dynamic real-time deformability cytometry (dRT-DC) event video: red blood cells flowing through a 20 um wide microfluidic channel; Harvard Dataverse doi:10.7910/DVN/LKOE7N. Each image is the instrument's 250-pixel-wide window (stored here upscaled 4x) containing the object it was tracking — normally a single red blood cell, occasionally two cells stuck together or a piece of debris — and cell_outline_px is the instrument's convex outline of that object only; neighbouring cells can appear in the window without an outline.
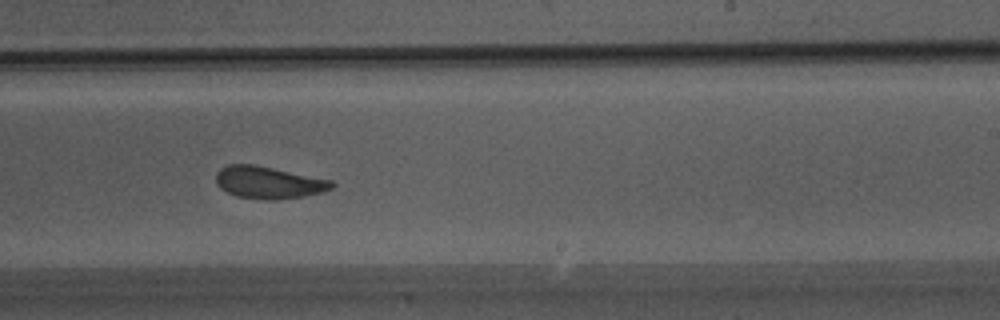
{"species": "Egyptian fruit bat (a non-hibernating species)", "species_latin": "Rousettus aegyptiacus", "temperature_condition": "warm", "stored_images_in_passage": 38, "camera_frame_rate_fps": 3000, "um_per_image_px": 0.085, "animal": {"sex": "male"}, "frame": {"image": 1, "passage_image": 27, "time_ms": 8.667, "image_size_px": [1000, 320], "cell_outline_px": [[336, 184], [332, 188], [320, 192], [304, 196], [280, 200], [264, 200], [236, 196], [220, 188], [216, 184], [216, 172], [220, 168], [228, 164], [252, 164], [332, 180]], "centroid_in_image_um": [22.8, 15.52], "position_along_channel_um": 266.2, "area_um2": 21.73}}
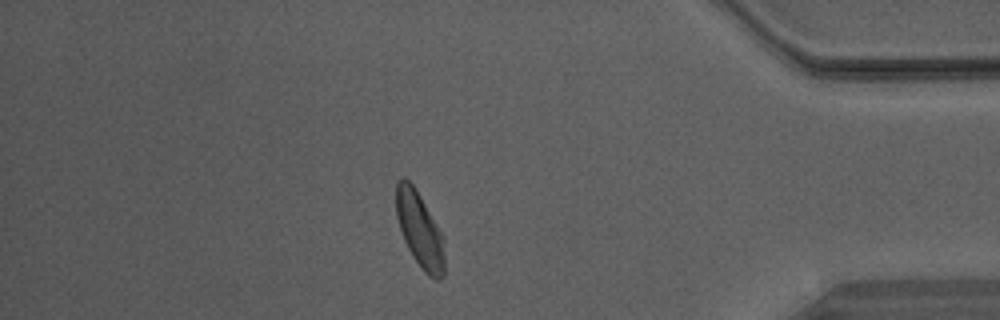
{"frame": {"image": 2, "passage_image": 38, "time_ms": 12.333, "image_size_px": [1000, 320], "cell_outline_px": [[444, 276], [440, 280], [436, 280], [428, 276], [420, 268], [412, 256], [404, 240], [396, 216], [396, 180], [400, 176], [404, 176], [412, 184], [444, 236]], "centroid_in_image_um": [35.67, 19.56], "position_along_channel_um": 399.5, "area_um2": 21.39}}